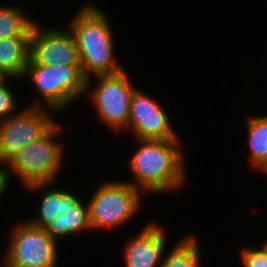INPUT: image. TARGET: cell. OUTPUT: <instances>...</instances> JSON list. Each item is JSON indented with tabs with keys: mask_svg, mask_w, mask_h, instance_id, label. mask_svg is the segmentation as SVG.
Listing matches in <instances>:
<instances>
[{
	"mask_svg": "<svg viewBox=\"0 0 267 267\" xmlns=\"http://www.w3.org/2000/svg\"><path fill=\"white\" fill-rule=\"evenodd\" d=\"M139 144L129 160L133 187L147 194L178 191L187 179L185 154L180 139H135Z\"/></svg>",
	"mask_w": 267,
	"mask_h": 267,
	"instance_id": "6da1fadb",
	"label": "cell"
},
{
	"mask_svg": "<svg viewBox=\"0 0 267 267\" xmlns=\"http://www.w3.org/2000/svg\"><path fill=\"white\" fill-rule=\"evenodd\" d=\"M105 12L90 3L81 6L68 28L73 33L81 70L86 79L111 75L124 69L115 54L114 34Z\"/></svg>",
	"mask_w": 267,
	"mask_h": 267,
	"instance_id": "7a4b0ae2",
	"label": "cell"
},
{
	"mask_svg": "<svg viewBox=\"0 0 267 267\" xmlns=\"http://www.w3.org/2000/svg\"><path fill=\"white\" fill-rule=\"evenodd\" d=\"M60 127L56 121L36 141L22 148L2 169L9 182L12 174L24 187L56 181L64 160V145L54 140L61 131Z\"/></svg>",
	"mask_w": 267,
	"mask_h": 267,
	"instance_id": "3957f363",
	"label": "cell"
},
{
	"mask_svg": "<svg viewBox=\"0 0 267 267\" xmlns=\"http://www.w3.org/2000/svg\"><path fill=\"white\" fill-rule=\"evenodd\" d=\"M26 76L31 78L43 101L37 97L30 106H42L58 113L85 94L87 79L80 65L44 66L29 58L23 77Z\"/></svg>",
	"mask_w": 267,
	"mask_h": 267,
	"instance_id": "277c9868",
	"label": "cell"
},
{
	"mask_svg": "<svg viewBox=\"0 0 267 267\" xmlns=\"http://www.w3.org/2000/svg\"><path fill=\"white\" fill-rule=\"evenodd\" d=\"M92 194L88 203L92 230L121 227L140 211L144 196L128 181H105Z\"/></svg>",
	"mask_w": 267,
	"mask_h": 267,
	"instance_id": "5b68a950",
	"label": "cell"
},
{
	"mask_svg": "<svg viewBox=\"0 0 267 267\" xmlns=\"http://www.w3.org/2000/svg\"><path fill=\"white\" fill-rule=\"evenodd\" d=\"M128 76L124 68L115 74L95 76L98 83L93 87L90 78L86 82L84 95H89L97 117L111 131L119 132L128 127L131 97L137 88Z\"/></svg>",
	"mask_w": 267,
	"mask_h": 267,
	"instance_id": "8992f818",
	"label": "cell"
},
{
	"mask_svg": "<svg viewBox=\"0 0 267 267\" xmlns=\"http://www.w3.org/2000/svg\"><path fill=\"white\" fill-rule=\"evenodd\" d=\"M10 236L3 267H57L58 242L43 228L21 222Z\"/></svg>",
	"mask_w": 267,
	"mask_h": 267,
	"instance_id": "52a82bcc",
	"label": "cell"
},
{
	"mask_svg": "<svg viewBox=\"0 0 267 267\" xmlns=\"http://www.w3.org/2000/svg\"><path fill=\"white\" fill-rule=\"evenodd\" d=\"M27 107L0 122L1 169L5 168L22 148L36 141L56 122L50 114H55V111L42 106Z\"/></svg>",
	"mask_w": 267,
	"mask_h": 267,
	"instance_id": "ba28073f",
	"label": "cell"
},
{
	"mask_svg": "<svg viewBox=\"0 0 267 267\" xmlns=\"http://www.w3.org/2000/svg\"><path fill=\"white\" fill-rule=\"evenodd\" d=\"M29 58L44 66L80 65L76 40L70 29H46L37 21L31 29Z\"/></svg>",
	"mask_w": 267,
	"mask_h": 267,
	"instance_id": "9c48e42d",
	"label": "cell"
},
{
	"mask_svg": "<svg viewBox=\"0 0 267 267\" xmlns=\"http://www.w3.org/2000/svg\"><path fill=\"white\" fill-rule=\"evenodd\" d=\"M147 94L138 88L131 97L127 129L133 139H179L163 105Z\"/></svg>",
	"mask_w": 267,
	"mask_h": 267,
	"instance_id": "30bf717a",
	"label": "cell"
},
{
	"mask_svg": "<svg viewBox=\"0 0 267 267\" xmlns=\"http://www.w3.org/2000/svg\"><path fill=\"white\" fill-rule=\"evenodd\" d=\"M166 230L156 222L147 223L124 247L125 267H159L166 249Z\"/></svg>",
	"mask_w": 267,
	"mask_h": 267,
	"instance_id": "8fae6325",
	"label": "cell"
},
{
	"mask_svg": "<svg viewBox=\"0 0 267 267\" xmlns=\"http://www.w3.org/2000/svg\"><path fill=\"white\" fill-rule=\"evenodd\" d=\"M52 184L53 183L34 184L26 187L27 190H34V192L46 188L41 191L44 194L42 193L39 206H37L38 216L32 220H28L33 226L44 228L47 224L53 222L60 214L67 212L70 207L81 199L68 190L53 188L50 186Z\"/></svg>",
	"mask_w": 267,
	"mask_h": 267,
	"instance_id": "7c38bea8",
	"label": "cell"
},
{
	"mask_svg": "<svg viewBox=\"0 0 267 267\" xmlns=\"http://www.w3.org/2000/svg\"><path fill=\"white\" fill-rule=\"evenodd\" d=\"M30 36L0 39V68L22 79L29 61Z\"/></svg>",
	"mask_w": 267,
	"mask_h": 267,
	"instance_id": "4fadbf2b",
	"label": "cell"
},
{
	"mask_svg": "<svg viewBox=\"0 0 267 267\" xmlns=\"http://www.w3.org/2000/svg\"><path fill=\"white\" fill-rule=\"evenodd\" d=\"M86 206V207H85ZM56 242L62 237L73 236L82 231H91L88 204L80 199L67 212L60 214L43 228Z\"/></svg>",
	"mask_w": 267,
	"mask_h": 267,
	"instance_id": "5bb4252c",
	"label": "cell"
},
{
	"mask_svg": "<svg viewBox=\"0 0 267 267\" xmlns=\"http://www.w3.org/2000/svg\"><path fill=\"white\" fill-rule=\"evenodd\" d=\"M247 121L250 165L264 173L267 170V115L248 117Z\"/></svg>",
	"mask_w": 267,
	"mask_h": 267,
	"instance_id": "9a60e30c",
	"label": "cell"
},
{
	"mask_svg": "<svg viewBox=\"0 0 267 267\" xmlns=\"http://www.w3.org/2000/svg\"><path fill=\"white\" fill-rule=\"evenodd\" d=\"M199 241L194 235H185L161 259L159 267H200L201 252ZM165 258V259H164Z\"/></svg>",
	"mask_w": 267,
	"mask_h": 267,
	"instance_id": "2e32d148",
	"label": "cell"
},
{
	"mask_svg": "<svg viewBox=\"0 0 267 267\" xmlns=\"http://www.w3.org/2000/svg\"><path fill=\"white\" fill-rule=\"evenodd\" d=\"M22 10L19 6L0 5V39L31 36V29L36 20L29 18Z\"/></svg>",
	"mask_w": 267,
	"mask_h": 267,
	"instance_id": "e0dca14e",
	"label": "cell"
},
{
	"mask_svg": "<svg viewBox=\"0 0 267 267\" xmlns=\"http://www.w3.org/2000/svg\"><path fill=\"white\" fill-rule=\"evenodd\" d=\"M261 247L257 249L246 246L241 249L240 259L243 267H267V250Z\"/></svg>",
	"mask_w": 267,
	"mask_h": 267,
	"instance_id": "ac0fdd59",
	"label": "cell"
},
{
	"mask_svg": "<svg viewBox=\"0 0 267 267\" xmlns=\"http://www.w3.org/2000/svg\"><path fill=\"white\" fill-rule=\"evenodd\" d=\"M17 100L10 86L7 84L0 87V122L6 120L19 109H16Z\"/></svg>",
	"mask_w": 267,
	"mask_h": 267,
	"instance_id": "d6986e66",
	"label": "cell"
},
{
	"mask_svg": "<svg viewBox=\"0 0 267 267\" xmlns=\"http://www.w3.org/2000/svg\"><path fill=\"white\" fill-rule=\"evenodd\" d=\"M9 180L6 177L5 173L3 170L0 171V198L2 199L1 196H3L5 190H7V186H8Z\"/></svg>",
	"mask_w": 267,
	"mask_h": 267,
	"instance_id": "ffe728a7",
	"label": "cell"
},
{
	"mask_svg": "<svg viewBox=\"0 0 267 267\" xmlns=\"http://www.w3.org/2000/svg\"><path fill=\"white\" fill-rule=\"evenodd\" d=\"M11 79L13 80L15 78H13L6 71L0 68V87L7 84V81H10Z\"/></svg>",
	"mask_w": 267,
	"mask_h": 267,
	"instance_id": "44dd1931",
	"label": "cell"
},
{
	"mask_svg": "<svg viewBox=\"0 0 267 267\" xmlns=\"http://www.w3.org/2000/svg\"><path fill=\"white\" fill-rule=\"evenodd\" d=\"M261 246H263L267 250V241H265V243H262Z\"/></svg>",
	"mask_w": 267,
	"mask_h": 267,
	"instance_id": "7402d4cb",
	"label": "cell"
}]
</instances>
